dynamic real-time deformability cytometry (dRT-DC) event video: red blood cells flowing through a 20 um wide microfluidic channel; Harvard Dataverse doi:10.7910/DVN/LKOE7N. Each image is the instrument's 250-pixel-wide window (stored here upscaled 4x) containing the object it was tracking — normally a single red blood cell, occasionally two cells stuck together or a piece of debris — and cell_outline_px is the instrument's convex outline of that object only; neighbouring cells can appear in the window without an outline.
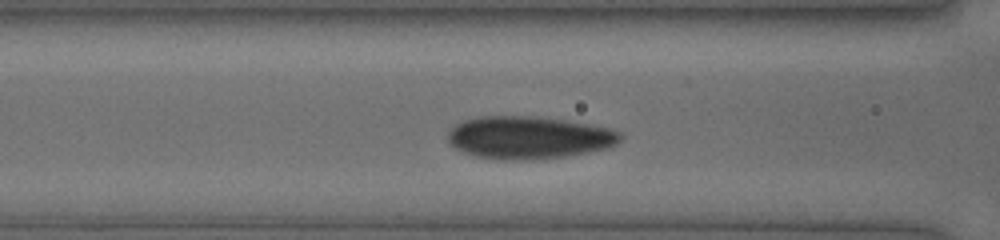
{"species": "human", "species_latin": "Homo sapiens", "temperature_condition": "cold", "stored_images_in_passage": 31, "camera_frame_rate_fps": 3000, "um_per_image_px": 0.085, "donor": {"sex": "female"}, "frame": {"image": 1, "passage_image": 8, "time_ms": 2.333, "image_size_px": [1000, 240], "cell_outline_px": [[624, 136], [612, 148], [564, 156], [532, 160], [504, 160], [476, 156], [464, 152], [448, 144], [448, 132], [456, 124], [464, 120], [480, 116], [528, 116], [564, 120], [588, 124], [608, 128], [620, 132]], "centroid_in_image_um": [44.95, 11.7], "position_along_channel_um": 121.6, "area_um2": 42.83}}
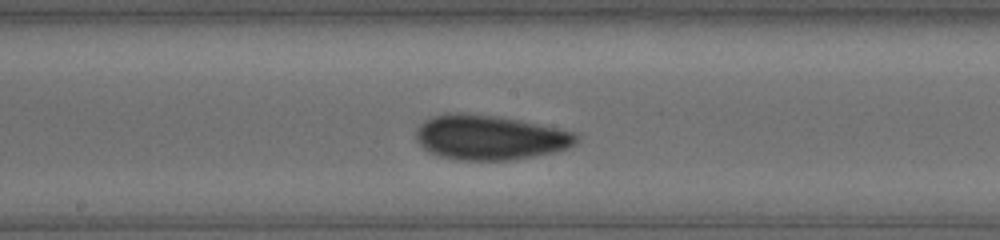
{"frame": {"image": 2, "passage_image": 14, "time_ms": 4.333, "image_size_px": [1000, 240], "cell_outline_px": [[580, 140], [576, 144], [568, 148], [556, 152], [508, 160], [456, 160], [440, 156], [428, 152], [416, 140], [416, 128], [424, 120], [432, 116], [456, 112], [460, 112], [500, 116], [580, 132]], "centroid_in_image_um": [41.68, 11.67], "position_along_channel_um": 206.5, "area_um2": 42.43}}
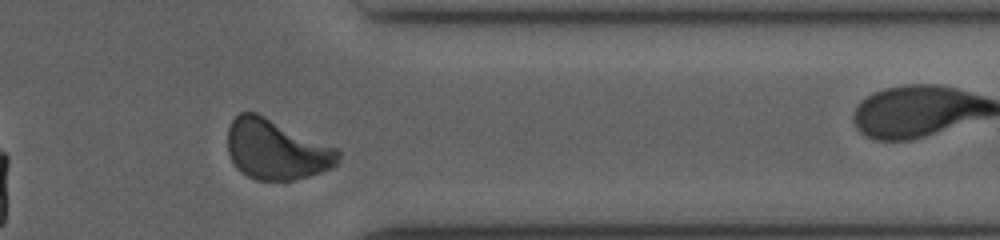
{"frame": {"image": 3, "passage_image": 27, "time_ms": 8.667, "image_size_px": [1000, 240], "cell_outline_px": [[340, 156], [336, 164], [332, 168], [308, 176], [292, 180], [256, 180], [248, 176], [236, 168], [228, 152], [228, 128], [232, 120], [240, 112], [256, 112], [340, 148]], "centroid_in_image_um": [23.51, 12.7], "position_along_channel_um": 387.9, "area_um2": 38.96}}